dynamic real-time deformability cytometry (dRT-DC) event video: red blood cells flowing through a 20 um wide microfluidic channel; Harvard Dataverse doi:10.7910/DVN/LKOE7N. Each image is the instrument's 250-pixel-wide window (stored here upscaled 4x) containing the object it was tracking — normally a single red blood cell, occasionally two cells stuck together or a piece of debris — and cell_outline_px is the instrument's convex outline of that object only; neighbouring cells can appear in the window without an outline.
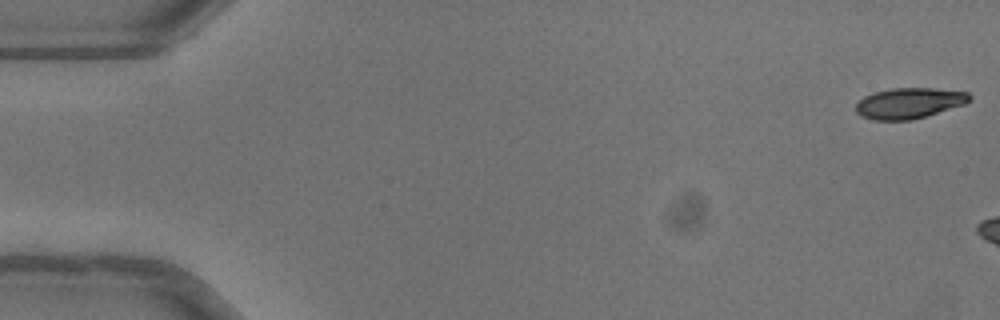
{"species": "common noctule bat (a hibernating species)", "species_latin": "Nyctalus noctula", "temperature_condition": "warm", "stored_images_in_passage": 6, "camera_frame_rate_fps": 3000, "um_per_image_px": 0.085, "animal": {"sex": "female"}, "frame": {"image": 1, "passage_image": 1, "time_ms": 0.0, "image_size_px": [1000, 320], "cell_outline_px": [[972, 96], [964, 104], [912, 120], [872, 120], [860, 116], [856, 112], [856, 104], [864, 96], [872, 92], [892, 88], [932, 88], [968, 92]], "centroid_in_image_um": [77.23, 8.76], "position_along_channel_um": 7.8, "area_um2": 20.29}}